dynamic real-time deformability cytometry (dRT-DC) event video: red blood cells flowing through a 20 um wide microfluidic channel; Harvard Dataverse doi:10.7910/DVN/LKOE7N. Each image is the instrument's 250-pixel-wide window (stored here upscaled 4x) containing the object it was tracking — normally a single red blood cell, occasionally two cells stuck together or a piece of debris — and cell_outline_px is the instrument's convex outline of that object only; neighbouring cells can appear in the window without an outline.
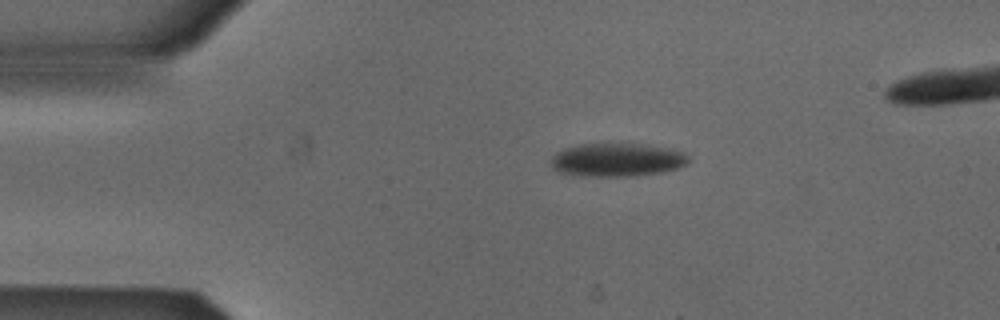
{"species": "Egyptian fruit bat (a non-hibernating species)", "species_latin": "Rousettus aegyptiacus", "temperature_condition": "cold", "stored_images_in_passage": 3, "camera_frame_rate_fps": 3000, "um_per_image_px": 0.085, "animal": {"sex": "male"}, "frame": {"image": 1, "passage_image": 1, "time_ms": 0.0, "image_size_px": [1000, 320], "cell_outline_px": [[688, 160], [684, 164], [676, 168], [660, 172], [632, 176], [580, 176], [556, 172], [548, 164], [548, 160], [556, 152], [564, 148], [580, 144], [640, 144], [664, 148], [684, 152], [688, 156]], "centroid_in_image_um": [52.32, 13.6], "position_along_channel_um": 32.7, "area_um2": 26.7}}